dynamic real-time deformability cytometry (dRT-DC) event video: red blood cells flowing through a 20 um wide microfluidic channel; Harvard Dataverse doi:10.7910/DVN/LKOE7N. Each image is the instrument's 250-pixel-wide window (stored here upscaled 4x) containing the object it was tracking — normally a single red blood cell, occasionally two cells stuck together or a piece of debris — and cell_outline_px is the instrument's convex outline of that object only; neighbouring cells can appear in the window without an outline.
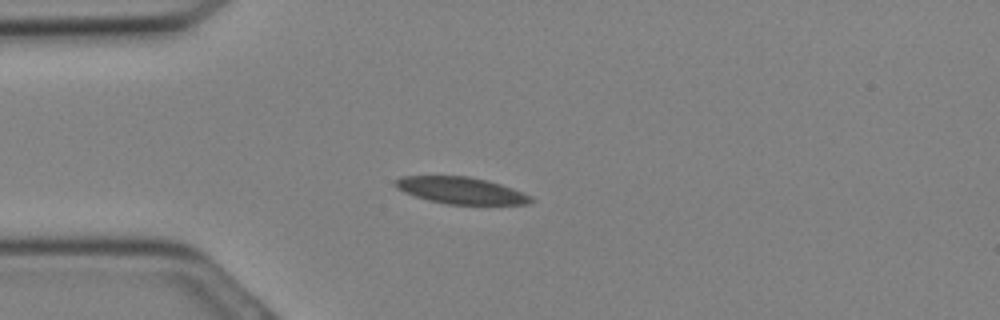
{"species": "Egyptian fruit bat (a non-hibernating species)", "species_latin": "Rousettus aegyptiacus", "temperature_condition": "cold", "stored_images_in_passage": 30, "camera_frame_rate_fps": 3000, "um_per_image_px": 0.085, "animal": {"sex": "female"}, "frame": {"image": 1, "passage_image": 7, "time_ms": 2.0, "image_size_px": [1000, 320], "cell_outline_px": [[536, 200], [528, 204], [448, 204], [428, 200], [404, 192], [396, 188], [392, 184], [400, 176], [468, 176], [488, 180], [512, 188], [532, 196]], "centroid_in_image_um": [39.18, 16.18], "position_along_channel_um": 45.8, "area_um2": 21.15}}
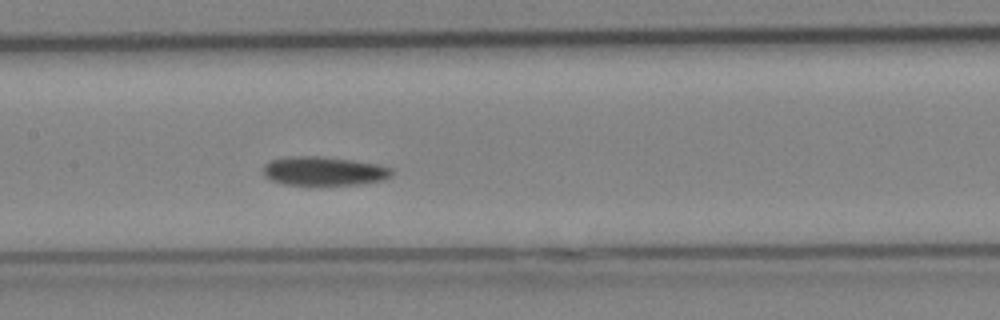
{"frame": {"image": 2, "passage_image": 14, "time_ms": 4.333, "image_size_px": [1000, 320], "cell_outline_px": [[396, 172], [392, 176], [384, 180], [364, 184], [284, 184], [272, 180], [264, 176], [264, 164], [272, 160], [292, 156], [320, 156], [352, 160], [380, 164], [392, 168]], "centroid_in_image_um": [27.62, 14.53], "position_along_channel_um": 179.8, "area_um2": 21.68}}
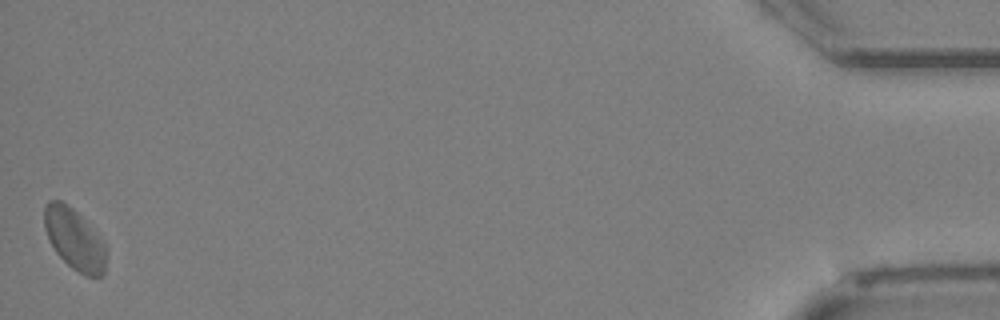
{"frame": {"image": 3, "passage_image": 30, "time_ms": 9.667, "image_size_px": [1000, 320], "cell_outline_px": [[108, 248], [104, 276], [84, 276], [72, 268], [56, 252], [44, 228], [44, 208], [48, 200], [60, 200], [72, 208], [104, 240]], "centroid_in_image_um": [6.37, 20.36], "position_along_channel_um": 428.8, "area_um2": 22.14}}